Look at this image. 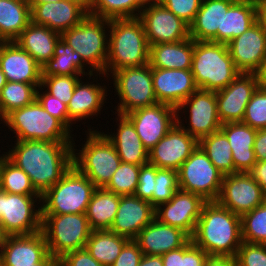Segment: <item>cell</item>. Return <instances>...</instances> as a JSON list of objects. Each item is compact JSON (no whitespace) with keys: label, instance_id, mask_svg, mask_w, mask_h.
I'll return each mask as SVG.
<instances>
[{"label":"cell","instance_id":"obj_57","mask_svg":"<svg viewBox=\"0 0 266 266\" xmlns=\"http://www.w3.org/2000/svg\"><path fill=\"white\" fill-rule=\"evenodd\" d=\"M205 266H236L233 256L209 255Z\"/></svg>","mask_w":266,"mask_h":266},{"label":"cell","instance_id":"obj_2","mask_svg":"<svg viewBox=\"0 0 266 266\" xmlns=\"http://www.w3.org/2000/svg\"><path fill=\"white\" fill-rule=\"evenodd\" d=\"M191 241L208 255L235 257L243 243L241 217L217 201L206 202Z\"/></svg>","mask_w":266,"mask_h":266},{"label":"cell","instance_id":"obj_51","mask_svg":"<svg viewBox=\"0 0 266 266\" xmlns=\"http://www.w3.org/2000/svg\"><path fill=\"white\" fill-rule=\"evenodd\" d=\"M142 256L138 243L130 239L111 266H138Z\"/></svg>","mask_w":266,"mask_h":266},{"label":"cell","instance_id":"obj_22","mask_svg":"<svg viewBox=\"0 0 266 266\" xmlns=\"http://www.w3.org/2000/svg\"><path fill=\"white\" fill-rule=\"evenodd\" d=\"M240 73H257L266 57V33L256 21L243 34L227 44Z\"/></svg>","mask_w":266,"mask_h":266},{"label":"cell","instance_id":"obj_26","mask_svg":"<svg viewBox=\"0 0 266 266\" xmlns=\"http://www.w3.org/2000/svg\"><path fill=\"white\" fill-rule=\"evenodd\" d=\"M191 237L182 229L173 227L154 218L134 239L143 254L161 256L184 246Z\"/></svg>","mask_w":266,"mask_h":266},{"label":"cell","instance_id":"obj_52","mask_svg":"<svg viewBox=\"0 0 266 266\" xmlns=\"http://www.w3.org/2000/svg\"><path fill=\"white\" fill-rule=\"evenodd\" d=\"M58 266H104L97 262L86 248L64 254L58 259Z\"/></svg>","mask_w":266,"mask_h":266},{"label":"cell","instance_id":"obj_11","mask_svg":"<svg viewBox=\"0 0 266 266\" xmlns=\"http://www.w3.org/2000/svg\"><path fill=\"white\" fill-rule=\"evenodd\" d=\"M223 176L198 145L178 170V186L180 190L197 194L207 202L216 201Z\"/></svg>","mask_w":266,"mask_h":266},{"label":"cell","instance_id":"obj_23","mask_svg":"<svg viewBox=\"0 0 266 266\" xmlns=\"http://www.w3.org/2000/svg\"><path fill=\"white\" fill-rule=\"evenodd\" d=\"M152 80L158 103L176 109L198 89L191 69L152 68Z\"/></svg>","mask_w":266,"mask_h":266},{"label":"cell","instance_id":"obj_7","mask_svg":"<svg viewBox=\"0 0 266 266\" xmlns=\"http://www.w3.org/2000/svg\"><path fill=\"white\" fill-rule=\"evenodd\" d=\"M96 186L74 165L41 195V214L86 213Z\"/></svg>","mask_w":266,"mask_h":266},{"label":"cell","instance_id":"obj_3","mask_svg":"<svg viewBox=\"0 0 266 266\" xmlns=\"http://www.w3.org/2000/svg\"><path fill=\"white\" fill-rule=\"evenodd\" d=\"M110 37L104 75L108 72L140 67L149 63L150 46L138 17L109 20Z\"/></svg>","mask_w":266,"mask_h":266},{"label":"cell","instance_id":"obj_46","mask_svg":"<svg viewBox=\"0 0 266 266\" xmlns=\"http://www.w3.org/2000/svg\"><path fill=\"white\" fill-rule=\"evenodd\" d=\"M242 122L256 130L266 129V89L258 87L253 93Z\"/></svg>","mask_w":266,"mask_h":266},{"label":"cell","instance_id":"obj_12","mask_svg":"<svg viewBox=\"0 0 266 266\" xmlns=\"http://www.w3.org/2000/svg\"><path fill=\"white\" fill-rule=\"evenodd\" d=\"M41 195H19L0 189V222L10 236L31 235L42 231ZM35 199V200H34Z\"/></svg>","mask_w":266,"mask_h":266},{"label":"cell","instance_id":"obj_45","mask_svg":"<svg viewBox=\"0 0 266 266\" xmlns=\"http://www.w3.org/2000/svg\"><path fill=\"white\" fill-rule=\"evenodd\" d=\"M79 76H42L41 90L45 88L48 94L56 97L65 105L69 104L74 88L79 81Z\"/></svg>","mask_w":266,"mask_h":266},{"label":"cell","instance_id":"obj_56","mask_svg":"<svg viewBox=\"0 0 266 266\" xmlns=\"http://www.w3.org/2000/svg\"><path fill=\"white\" fill-rule=\"evenodd\" d=\"M164 266H182V247L161 255Z\"/></svg>","mask_w":266,"mask_h":266},{"label":"cell","instance_id":"obj_19","mask_svg":"<svg viewBox=\"0 0 266 266\" xmlns=\"http://www.w3.org/2000/svg\"><path fill=\"white\" fill-rule=\"evenodd\" d=\"M206 202L197 194L178 189L170 201L155 208V218L182 229L191 237Z\"/></svg>","mask_w":266,"mask_h":266},{"label":"cell","instance_id":"obj_25","mask_svg":"<svg viewBox=\"0 0 266 266\" xmlns=\"http://www.w3.org/2000/svg\"><path fill=\"white\" fill-rule=\"evenodd\" d=\"M154 218L155 208L149 201L142 200L135 195H122L109 231L128 239H135Z\"/></svg>","mask_w":266,"mask_h":266},{"label":"cell","instance_id":"obj_39","mask_svg":"<svg viewBox=\"0 0 266 266\" xmlns=\"http://www.w3.org/2000/svg\"><path fill=\"white\" fill-rule=\"evenodd\" d=\"M143 7L139 0H89L87 3L89 15L109 20L139 17Z\"/></svg>","mask_w":266,"mask_h":266},{"label":"cell","instance_id":"obj_54","mask_svg":"<svg viewBox=\"0 0 266 266\" xmlns=\"http://www.w3.org/2000/svg\"><path fill=\"white\" fill-rule=\"evenodd\" d=\"M246 173L260 185L266 195V161H257Z\"/></svg>","mask_w":266,"mask_h":266},{"label":"cell","instance_id":"obj_59","mask_svg":"<svg viewBox=\"0 0 266 266\" xmlns=\"http://www.w3.org/2000/svg\"><path fill=\"white\" fill-rule=\"evenodd\" d=\"M257 21L266 33V1L257 5Z\"/></svg>","mask_w":266,"mask_h":266},{"label":"cell","instance_id":"obj_65","mask_svg":"<svg viewBox=\"0 0 266 266\" xmlns=\"http://www.w3.org/2000/svg\"><path fill=\"white\" fill-rule=\"evenodd\" d=\"M144 6L149 4H158L160 0H139Z\"/></svg>","mask_w":266,"mask_h":266},{"label":"cell","instance_id":"obj_13","mask_svg":"<svg viewBox=\"0 0 266 266\" xmlns=\"http://www.w3.org/2000/svg\"><path fill=\"white\" fill-rule=\"evenodd\" d=\"M184 108L189 109L183 112L189 113L190 124L188 123V128L182 126L179 114H177V123L198 141L220 130L222 122L218 116L216 92L198 88L178 106L177 113Z\"/></svg>","mask_w":266,"mask_h":266},{"label":"cell","instance_id":"obj_42","mask_svg":"<svg viewBox=\"0 0 266 266\" xmlns=\"http://www.w3.org/2000/svg\"><path fill=\"white\" fill-rule=\"evenodd\" d=\"M242 240L266 245V200L241 216Z\"/></svg>","mask_w":266,"mask_h":266},{"label":"cell","instance_id":"obj_53","mask_svg":"<svg viewBox=\"0 0 266 266\" xmlns=\"http://www.w3.org/2000/svg\"><path fill=\"white\" fill-rule=\"evenodd\" d=\"M209 255L192 243L191 239L182 246V266H205Z\"/></svg>","mask_w":266,"mask_h":266},{"label":"cell","instance_id":"obj_41","mask_svg":"<svg viewBox=\"0 0 266 266\" xmlns=\"http://www.w3.org/2000/svg\"><path fill=\"white\" fill-rule=\"evenodd\" d=\"M0 189L19 195H40L29 176L4 154L0 156Z\"/></svg>","mask_w":266,"mask_h":266},{"label":"cell","instance_id":"obj_64","mask_svg":"<svg viewBox=\"0 0 266 266\" xmlns=\"http://www.w3.org/2000/svg\"><path fill=\"white\" fill-rule=\"evenodd\" d=\"M34 266H58V262H39L34 264Z\"/></svg>","mask_w":266,"mask_h":266},{"label":"cell","instance_id":"obj_32","mask_svg":"<svg viewBox=\"0 0 266 266\" xmlns=\"http://www.w3.org/2000/svg\"><path fill=\"white\" fill-rule=\"evenodd\" d=\"M194 40L189 37L180 42L150 45L149 65L151 68L191 69Z\"/></svg>","mask_w":266,"mask_h":266},{"label":"cell","instance_id":"obj_29","mask_svg":"<svg viewBox=\"0 0 266 266\" xmlns=\"http://www.w3.org/2000/svg\"><path fill=\"white\" fill-rule=\"evenodd\" d=\"M220 130L231 146L235 173L247 172L257 162L253 150L257 130L243 122L222 124Z\"/></svg>","mask_w":266,"mask_h":266},{"label":"cell","instance_id":"obj_5","mask_svg":"<svg viewBox=\"0 0 266 266\" xmlns=\"http://www.w3.org/2000/svg\"><path fill=\"white\" fill-rule=\"evenodd\" d=\"M106 28H109V19L88 14L77 26L60 34L63 41L80 54L82 61L89 65L88 68L91 67L87 73L89 77L95 72L99 74L94 76L104 75L109 42Z\"/></svg>","mask_w":266,"mask_h":266},{"label":"cell","instance_id":"obj_37","mask_svg":"<svg viewBox=\"0 0 266 266\" xmlns=\"http://www.w3.org/2000/svg\"><path fill=\"white\" fill-rule=\"evenodd\" d=\"M129 240L109 230H92L85 248L97 262L111 266Z\"/></svg>","mask_w":266,"mask_h":266},{"label":"cell","instance_id":"obj_62","mask_svg":"<svg viewBox=\"0 0 266 266\" xmlns=\"http://www.w3.org/2000/svg\"><path fill=\"white\" fill-rule=\"evenodd\" d=\"M61 0H27L29 4H42V3H47V2H57Z\"/></svg>","mask_w":266,"mask_h":266},{"label":"cell","instance_id":"obj_27","mask_svg":"<svg viewBox=\"0 0 266 266\" xmlns=\"http://www.w3.org/2000/svg\"><path fill=\"white\" fill-rule=\"evenodd\" d=\"M118 123L117 132L113 134H103L113 144L120 160L123 163L143 166L148 163L149 151L142 144L135 126L126 115L117 113Z\"/></svg>","mask_w":266,"mask_h":266},{"label":"cell","instance_id":"obj_66","mask_svg":"<svg viewBox=\"0 0 266 266\" xmlns=\"http://www.w3.org/2000/svg\"><path fill=\"white\" fill-rule=\"evenodd\" d=\"M249 1H251L253 4L258 5V4H260V3H262V2H264L266 0H249Z\"/></svg>","mask_w":266,"mask_h":266},{"label":"cell","instance_id":"obj_9","mask_svg":"<svg viewBox=\"0 0 266 266\" xmlns=\"http://www.w3.org/2000/svg\"><path fill=\"white\" fill-rule=\"evenodd\" d=\"M41 217L51 256L58 260L68 252L85 248L92 231L85 213L41 214Z\"/></svg>","mask_w":266,"mask_h":266},{"label":"cell","instance_id":"obj_21","mask_svg":"<svg viewBox=\"0 0 266 266\" xmlns=\"http://www.w3.org/2000/svg\"><path fill=\"white\" fill-rule=\"evenodd\" d=\"M39 262H58L49 254L42 231L31 235L9 236L0 251L1 266H34Z\"/></svg>","mask_w":266,"mask_h":266},{"label":"cell","instance_id":"obj_63","mask_svg":"<svg viewBox=\"0 0 266 266\" xmlns=\"http://www.w3.org/2000/svg\"><path fill=\"white\" fill-rule=\"evenodd\" d=\"M6 83H7L6 76L3 74L2 70L0 69V93Z\"/></svg>","mask_w":266,"mask_h":266},{"label":"cell","instance_id":"obj_35","mask_svg":"<svg viewBox=\"0 0 266 266\" xmlns=\"http://www.w3.org/2000/svg\"><path fill=\"white\" fill-rule=\"evenodd\" d=\"M120 196L105 188H96L85 213L92 230L110 229L117 214Z\"/></svg>","mask_w":266,"mask_h":266},{"label":"cell","instance_id":"obj_50","mask_svg":"<svg viewBox=\"0 0 266 266\" xmlns=\"http://www.w3.org/2000/svg\"><path fill=\"white\" fill-rule=\"evenodd\" d=\"M155 179L156 166L149 163L141 166L138 177V185L134 195L142 200L149 201L152 204V194L154 192Z\"/></svg>","mask_w":266,"mask_h":266},{"label":"cell","instance_id":"obj_6","mask_svg":"<svg viewBox=\"0 0 266 266\" xmlns=\"http://www.w3.org/2000/svg\"><path fill=\"white\" fill-rule=\"evenodd\" d=\"M3 122L16 133L17 141H73L71 132L51 116L36 99L31 104L9 113Z\"/></svg>","mask_w":266,"mask_h":266},{"label":"cell","instance_id":"obj_17","mask_svg":"<svg viewBox=\"0 0 266 266\" xmlns=\"http://www.w3.org/2000/svg\"><path fill=\"white\" fill-rule=\"evenodd\" d=\"M199 141L178 123L149 150L148 163L157 168L179 170L198 147Z\"/></svg>","mask_w":266,"mask_h":266},{"label":"cell","instance_id":"obj_31","mask_svg":"<svg viewBox=\"0 0 266 266\" xmlns=\"http://www.w3.org/2000/svg\"><path fill=\"white\" fill-rule=\"evenodd\" d=\"M60 38L57 31L31 21L14 41L42 66L54 55L55 45Z\"/></svg>","mask_w":266,"mask_h":266},{"label":"cell","instance_id":"obj_48","mask_svg":"<svg viewBox=\"0 0 266 266\" xmlns=\"http://www.w3.org/2000/svg\"><path fill=\"white\" fill-rule=\"evenodd\" d=\"M202 0H160V3L190 25L199 11Z\"/></svg>","mask_w":266,"mask_h":266},{"label":"cell","instance_id":"obj_33","mask_svg":"<svg viewBox=\"0 0 266 266\" xmlns=\"http://www.w3.org/2000/svg\"><path fill=\"white\" fill-rule=\"evenodd\" d=\"M256 21L257 5L249 0H237L228 10H224L222 30H218V43L228 44Z\"/></svg>","mask_w":266,"mask_h":266},{"label":"cell","instance_id":"obj_34","mask_svg":"<svg viewBox=\"0 0 266 266\" xmlns=\"http://www.w3.org/2000/svg\"><path fill=\"white\" fill-rule=\"evenodd\" d=\"M31 22L27 0H0V39L14 41Z\"/></svg>","mask_w":266,"mask_h":266},{"label":"cell","instance_id":"obj_10","mask_svg":"<svg viewBox=\"0 0 266 266\" xmlns=\"http://www.w3.org/2000/svg\"><path fill=\"white\" fill-rule=\"evenodd\" d=\"M115 91L119 96L117 113L126 115L134 110L158 103L153 89L152 68L148 64L112 72Z\"/></svg>","mask_w":266,"mask_h":266},{"label":"cell","instance_id":"obj_36","mask_svg":"<svg viewBox=\"0 0 266 266\" xmlns=\"http://www.w3.org/2000/svg\"><path fill=\"white\" fill-rule=\"evenodd\" d=\"M84 63L74 49L60 38L55 45L54 55L42 65V76H82L85 73Z\"/></svg>","mask_w":266,"mask_h":266},{"label":"cell","instance_id":"obj_4","mask_svg":"<svg viewBox=\"0 0 266 266\" xmlns=\"http://www.w3.org/2000/svg\"><path fill=\"white\" fill-rule=\"evenodd\" d=\"M191 72L199 89L219 91L238 75L227 44L194 41Z\"/></svg>","mask_w":266,"mask_h":266},{"label":"cell","instance_id":"obj_55","mask_svg":"<svg viewBox=\"0 0 266 266\" xmlns=\"http://www.w3.org/2000/svg\"><path fill=\"white\" fill-rule=\"evenodd\" d=\"M253 150L257 161H266V129L257 130Z\"/></svg>","mask_w":266,"mask_h":266},{"label":"cell","instance_id":"obj_40","mask_svg":"<svg viewBox=\"0 0 266 266\" xmlns=\"http://www.w3.org/2000/svg\"><path fill=\"white\" fill-rule=\"evenodd\" d=\"M33 84L7 81L0 93L1 121L12 111L31 104L36 99Z\"/></svg>","mask_w":266,"mask_h":266},{"label":"cell","instance_id":"obj_30","mask_svg":"<svg viewBox=\"0 0 266 266\" xmlns=\"http://www.w3.org/2000/svg\"><path fill=\"white\" fill-rule=\"evenodd\" d=\"M99 84H92V82L91 84L89 82L84 84L81 78L76 84L72 98L67 105L70 132H72L70 129L73 121L78 122V120L80 121L84 118H92L101 111L102 105H104V101L107 99V91L104 86Z\"/></svg>","mask_w":266,"mask_h":266},{"label":"cell","instance_id":"obj_18","mask_svg":"<svg viewBox=\"0 0 266 266\" xmlns=\"http://www.w3.org/2000/svg\"><path fill=\"white\" fill-rule=\"evenodd\" d=\"M258 87L256 73H239L226 88L216 91L218 116L222 124L242 122L245 108Z\"/></svg>","mask_w":266,"mask_h":266},{"label":"cell","instance_id":"obj_43","mask_svg":"<svg viewBox=\"0 0 266 266\" xmlns=\"http://www.w3.org/2000/svg\"><path fill=\"white\" fill-rule=\"evenodd\" d=\"M140 169L141 166L121 162L104 188L121 196L134 195L138 185Z\"/></svg>","mask_w":266,"mask_h":266},{"label":"cell","instance_id":"obj_38","mask_svg":"<svg viewBox=\"0 0 266 266\" xmlns=\"http://www.w3.org/2000/svg\"><path fill=\"white\" fill-rule=\"evenodd\" d=\"M199 146L223 175L235 173L231 146L221 130L201 138Z\"/></svg>","mask_w":266,"mask_h":266},{"label":"cell","instance_id":"obj_61","mask_svg":"<svg viewBox=\"0 0 266 266\" xmlns=\"http://www.w3.org/2000/svg\"><path fill=\"white\" fill-rule=\"evenodd\" d=\"M9 236L10 235L6 232V230L4 229V226L0 222V249L3 248Z\"/></svg>","mask_w":266,"mask_h":266},{"label":"cell","instance_id":"obj_60","mask_svg":"<svg viewBox=\"0 0 266 266\" xmlns=\"http://www.w3.org/2000/svg\"><path fill=\"white\" fill-rule=\"evenodd\" d=\"M258 77V83L259 87L266 89V57L259 69V71L256 73Z\"/></svg>","mask_w":266,"mask_h":266},{"label":"cell","instance_id":"obj_14","mask_svg":"<svg viewBox=\"0 0 266 266\" xmlns=\"http://www.w3.org/2000/svg\"><path fill=\"white\" fill-rule=\"evenodd\" d=\"M266 200L260 185L246 172L224 175L221 191L216 200L221 206L240 217Z\"/></svg>","mask_w":266,"mask_h":266},{"label":"cell","instance_id":"obj_47","mask_svg":"<svg viewBox=\"0 0 266 266\" xmlns=\"http://www.w3.org/2000/svg\"><path fill=\"white\" fill-rule=\"evenodd\" d=\"M235 260L236 266H266V245L243 241Z\"/></svg>","mask_w":266,"mask_h":266},{"label":"cell","instance_id":"obj_15","mask_svg":"<svg viewBox=\"0 0 266 266\" xmlns=\"http://www.w3.org/2000/svg\"><path fill=\"white\" fill-rule=\"evenodd\" d=\"M150 45L180 42L190 37L189 25L161 3L145 5L138 17Z\"/></svg>","mask_w":266,"mask_h":266},{"label":"cell","instance_id":"obj_49","mask_svg":"<svg viewBox=\"0 0 266 266\" xmlns=\"http://www.w3.org/2000/svg\"><path fill=\"white\" fill-rule=\"evenodd\" d=\"M39 87L36 90V100L53 117L58 119L69 130V115L67 105L56 97L45 91L40 93Z\"/></svg>","mask_w":266,"mask_h":266},{"label":"cell","instance_id":"obj_16","mask_svg":"<svg viewBox=\"0 0 266 266\" xmlns=\"http://www.w3.org/2000/svg\"><path fill=\"white\" fill-rule=\"evenodd\" d=\"M177 109L171 105H155L134 110L126 116L135 126L142 144L152 149L177 123Z\"/></svg>","mask_w":266,"mask_h":266},{"label":"cell","instance_id":"obj_24","mask_svg":"<svg viewBox=\"0 0 266 266\" xmlns=\"http://www.w3.org/2000/svg\"><path fill=\"white\" fill-rule=\"evenodd\" d=\"M0 69L7 81L41 86L42 66L15 41L0 42Z\"/></svg>","mask_w":266,"mask_h":266},{"label":"cell","instance_id":"obj_44","mask_svg":"<svg viewBox=\"0 0 266 266\" xmlns=\"http://www.w3.org/2000/svg\"><path fill=\"white\" fill-rule=\"evenodd\" d=\"M178 189V171L156 167L152 206L157 208L160 204L170 201Z\"/></svg>","mask_w":266,"mask_h":266},{"label":"cell","instance_id":"obj_20","mask_svg":"<svg viewBox=\"0 0 266 266\" xmlns=\"http://www.w3.org/2000/svg\"><path fill=\"white\" fill-rule=\"evenodd\" d=\"M31 21L62 33L77 26L87 15V3L83 0H61L42 4H29Z\"/></svg>","mask_w":266,"mask_h":266},{"label":"cell","instance_id":"obj_1","mask_svg":"<svg viewBox=\"0 0 266 266\" xmlns=\"http://www.w3.org/2000/svg\"><path fill=\"white\" fill-rule=\"evenodd\" d=\"M4 154L30 178L42 195L55 185L73 165V142L17 141Z\"/></svg>","mask_w":266,"mask_h":266},{"label":"cell","instance_id":"obj_58","mask_svg":"<svg viewBox=\"0 0 266 266\" xmlns=\"http://www.w3.org/2000/svg\"><path fill=\"white\" fill-rule=\"evenodd\" d=\"M138 266H164L161 256L143 254Z\"/></svg>","mask_w":266,"mask_h":266},{"label":"cell","instance_id":"obj_28","mask_svg":"<svg viewBox=\"0 0 266 266\" xmlns=\"http://www.w3.org/2000/svg\"><path fill=\"white\" fill-rule=\"evenodd\" d=\"M237 0H202L199 11L189 25V34L194 41L218 43V30H222L224 10Z\"/></svg>","mask_w":266,"mask_h":266},{"label":"cell","instance_id":"obj_8","mask_svg":"<svg viewBox=\"0 0 266 266\" xmlns=\"http://www.w3.org/2000/svg\"><path fill=\"white\" fill-rule=\"evenodd\" d=\"M87 133L82 150L73 151V165L97 188H104L122 161L102 132L90 128Z\"/></svg>","mask_w":266,"mask_h":266}]
</instances>
